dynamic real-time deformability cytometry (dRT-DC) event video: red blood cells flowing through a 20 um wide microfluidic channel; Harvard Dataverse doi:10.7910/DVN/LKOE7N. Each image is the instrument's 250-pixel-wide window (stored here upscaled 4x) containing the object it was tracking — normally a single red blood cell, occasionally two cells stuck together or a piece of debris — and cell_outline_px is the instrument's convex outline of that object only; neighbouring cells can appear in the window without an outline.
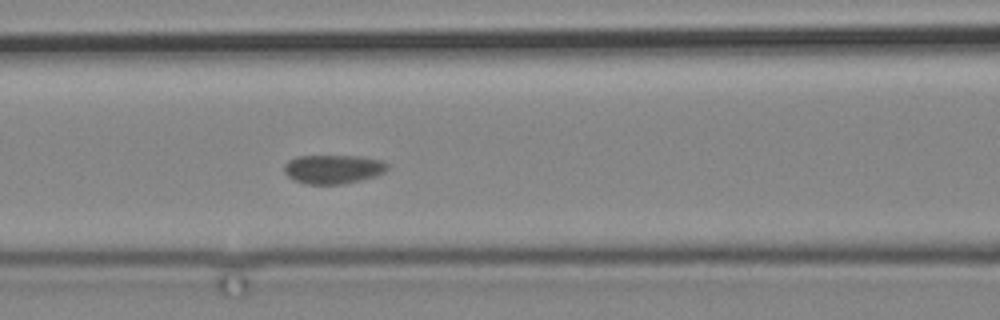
{"species": "common noctule bat (a hibernating species)", "species_latin": "Nyctalus noctula", "temperature_condition": "cold", "stored_images_in_passage": 3, "camera_frame_rate_fps": 3000, "um_per_image_px": 0.085, "animal": {"sex": "male", "body_mass_g": 19.2, "forearm_length_mm": 51.8}, "frame": {"image": 1, "passage_image": 3, "time_ms": 2.333, "image_size_px": [1000, 320], "cell_outline_px": [[388, 168], [384, 172], [376, 176], [360, 180], [340, 184], [304, 184], [288, 176], [284, 172], [284, 164], [288, 160], [296, 156], [360, 156], [384, 160], [388, 164]], "centroid_in_image_um": [28.33, 14.37], "position_along_channel_um": 138.3, "area_um2": 17.51}}